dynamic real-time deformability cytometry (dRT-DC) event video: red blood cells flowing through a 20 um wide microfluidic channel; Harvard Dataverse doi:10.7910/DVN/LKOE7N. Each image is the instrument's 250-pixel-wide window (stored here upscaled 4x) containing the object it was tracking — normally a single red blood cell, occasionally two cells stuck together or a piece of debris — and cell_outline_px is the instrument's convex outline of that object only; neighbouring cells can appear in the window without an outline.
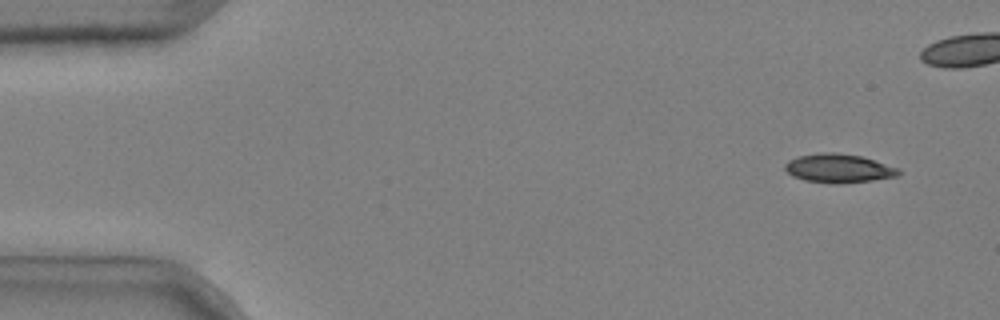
{"species": "common noctule bat (a hibernating species)", "species_latin": "Nyctalus noctula", "temperature_condition": "cold", "stored_images_in_passage": 7, "camera_frame_rate_fps": 3000, "um_per_image_px": 0.085, "animal": {"sex": "male", "body_mass_g": 20.4}, "frame": {"image": 1, "passage_image": 2, "time_ms": 0.333, "image_size_px": [1000, 320], "cell_outline_px": [[900, 172], [896, 176], [872, 180], [836, 184], [804, 180], [792, 176], [784, 168], [784, 164], [788, 160], [796, 156], [820, 152], [836, 152], [860, 156], [900, 168]], "centroid_in_image_um": [71.24, 14.3], "position_along_channel_um": 13.8, "area_um2": 19.07}}